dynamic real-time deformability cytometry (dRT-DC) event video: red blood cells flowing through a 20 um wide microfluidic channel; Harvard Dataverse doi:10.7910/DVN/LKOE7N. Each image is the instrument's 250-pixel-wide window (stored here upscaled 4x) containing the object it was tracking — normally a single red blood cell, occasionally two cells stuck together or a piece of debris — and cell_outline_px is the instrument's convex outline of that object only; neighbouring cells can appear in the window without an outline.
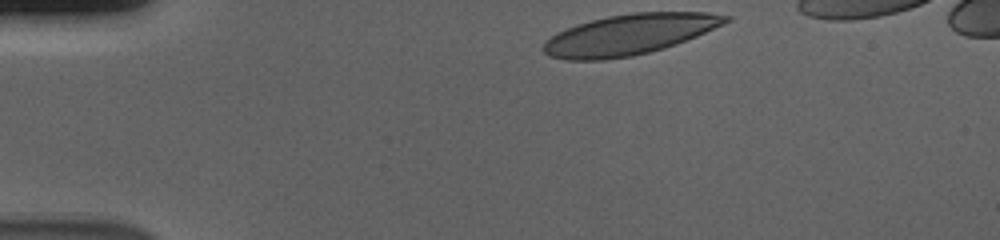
{"species": "human", "species_latin": "Homo sapiens", "temperature_condition": "cold", "stored_images_in_passage": 38, "camera_frame_rate_fps": 3000, "um_per_image_px": 0.085, "donor": {"sex": "male"}, "frame": {"image": 1, "passage_image": 1, "time_ms": 0.0, "image_size_px": [1000, 240], "cell_outline_px": [[732, 20], [724, 24], [696, 36], [664, 48], [632, 56], [600, 60], [568, 60], [548, 56], [544, 52], [544, 40], [556, 32], [576, 24], [608, 16], [632, 12], [708, 12], [732, 16]], "centroid_in_image_um": [53.48, 2.92], "position_along_channel_um": 31.5, "area_um2": 43.06}}
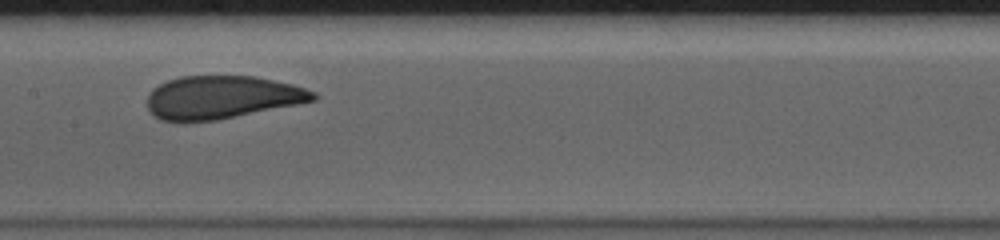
{"frame": {"image": 2, "passage_image": 19, "time_ms": 6.0, "image_size_px": [1000, 240], "cell_outline_px": [[316, 100], [216, 120], [184, 124], [180, 124], [160, 120], [152, 116], [148, 108], [148, 96], [152, 88], [168, 80], [180, 76], [256, 76], [292, 84], [316, 92]], "centroid_in_image_um": [18.78, 8.29], "position_along_channel_um": 188.6, "area_um2": 42.02}}
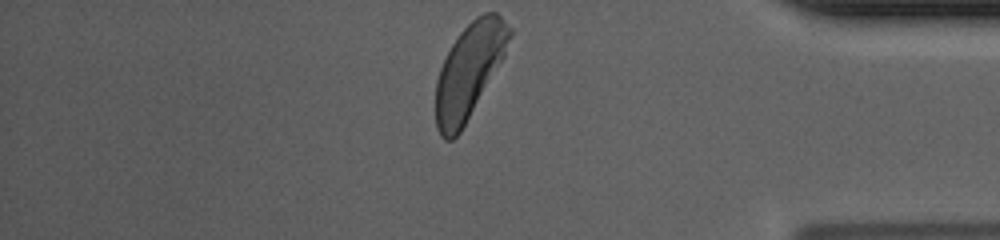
{"frame": {"image": 3, "passage_image": 38, "time_ms": 12.333, "image_size_px": [1000, 240], "cell_outline_px": [[512, 36], [504, 56], [460, 132], [452, 140], [444, 140], [440, 136], [436, 128], [436, 80], [440, 68], [452, 44], [460, 32], [476, 16], [484, 12], [496, 12], [512, 28]], "centroid_in_image_um": [39.88, 6.01], "position_along_channel_um": 395.3, "area_um2": 40.17}, "authors_computed_cell_mechanics": {"area_um2": 42.1651, "velocity_mm_per_s": 3.6698, "shape_relaxation_time_tau1_ms": 3.0672, "shape_relaxation_time_tau2_ms": 0.9205, "deformation_change_tau1": 0.1491, "deformation_change_tau2": 0.0663}}